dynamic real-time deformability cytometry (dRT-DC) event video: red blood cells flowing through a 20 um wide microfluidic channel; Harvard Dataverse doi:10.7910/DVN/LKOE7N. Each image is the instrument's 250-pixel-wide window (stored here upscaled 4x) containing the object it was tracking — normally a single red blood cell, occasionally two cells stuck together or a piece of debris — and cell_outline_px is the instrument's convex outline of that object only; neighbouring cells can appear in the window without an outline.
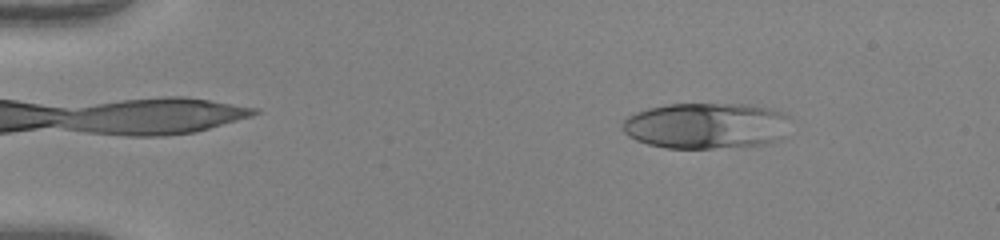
{"species": "human", "species_latin": "Homo sapiens", "temperature_condition": "warm", "stored_images_in_passage": 49, "camera_frame_rate_fps": 3000, "um_per_image_px": 0.085, "donor": {"sex": "female"}, "frame": {"image": 1, "passage_image": 7, "time_ms": 2.0, "image_size_px": [1000, 240], "cell_outline_px": [[792, 116], [784, 140], [764, 144], [712, 148], [664, 148], [648, 144], [636, 140], [628, 136], [624, 132], [620, 120], [636, 112], [648, 108], [668, 104], [752, 104], [784, 112]], "centroid_in_image_um": [60.08, 10.68], "position_along_channel_um": 24.9, "area_um2": 45.84}}
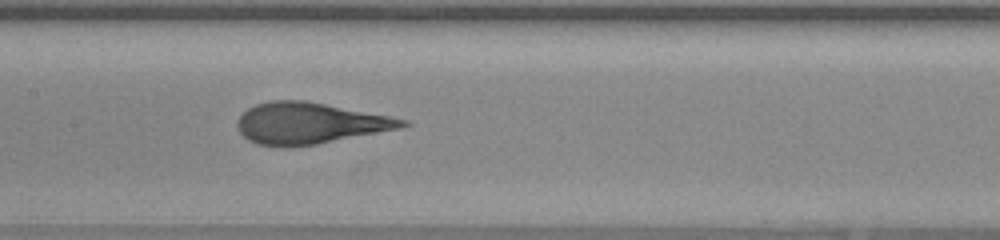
{"frame": {"image": 2, "passage_image": 25, "time_ms": 8.0, "image_size_px": [1000, 240], "cell_outline_px": [[412, 124], [400, 128], [316, 144], [284, 148], [280, 148], [256, 144], [248, 140], [240, 132], [236, 124], [240, 116], [248, 108], [256, 104], [268, 100], [304, 100], [388, 116], [408, 120]], "centroid_in_image_um": [26.26, 10.48], "position_along_channel_um": 181.1, "area_um2": 39.54}}
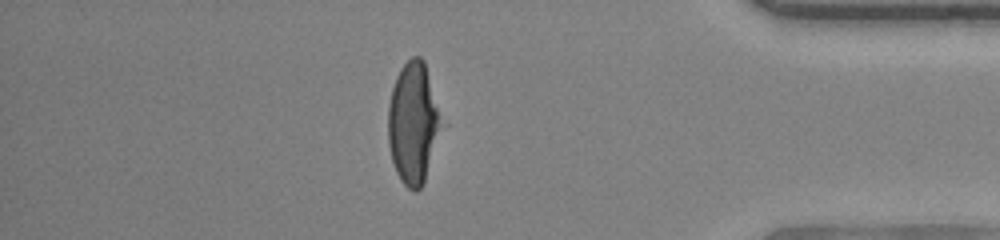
{"frame": {"image": 3, "passage_image": 43, "time_ms": 14.0, "image_size_px": [1000, 240], "cell_outline_px": [[448, 124], [424, 184], [416, 192], [408, 188], [400, 180], [396, 172], [392, 160], [388, 144], [388, 104], [392, 88], [396, 76], [400, 68], [412, 56], [420, 56], [424, 60]], "centroid_in_image_um": [35.23, 10.48], "position_along_channel_um": 400.0, "area_um2": 40.0}, "authors_computed_cell_mechanics": {"area_um2": 39.9398, "velocity_mm_per_s": 4.1278, "shape_relaxation_time_tau1_ms": 4.9993, "shape_relaxation_time_tau2_ms": null, "deformation_change_tau1": 0.2638, "deformation_change_tau2": null}}